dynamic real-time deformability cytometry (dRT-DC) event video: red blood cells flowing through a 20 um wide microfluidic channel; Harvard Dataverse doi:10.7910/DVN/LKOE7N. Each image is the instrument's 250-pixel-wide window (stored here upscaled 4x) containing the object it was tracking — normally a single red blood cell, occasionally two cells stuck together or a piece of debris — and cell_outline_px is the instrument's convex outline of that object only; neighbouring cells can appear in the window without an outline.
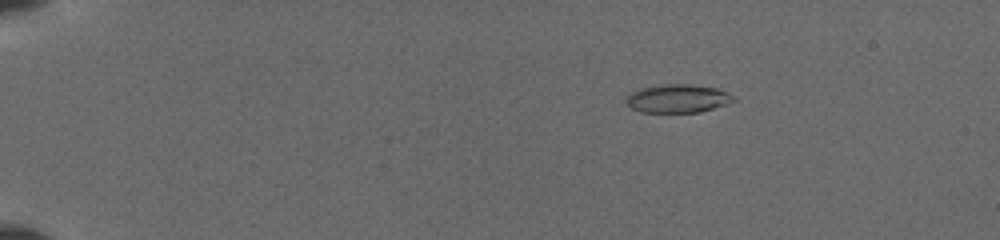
{"species": "common noctule bat (a hibernating species)", "species_latin": "Nyctalus noctula", "temperature_condition": "cold", "stored_images_in_passage": 14, "camera_frame_rate_fps": 3000, "um_per_image_px": 0.085, "animal": {"sex": "female", "body_mass_g": 19.5, "forearm_length_mm": 54.1}, "frame": {"image": 1, "passage_image": 4, "time_ms": 2.667, "image_size_px": [1000, 240], "cell_outline_px": [[736, 100], [700, 112], [640, 112], [632, 108], [628, 104], [628, 96], [632, 92], [644, 88], [668, 84], [684, 84], [716, 88], [732, 96]], "centroid_in_image_um": [57.6, 8.39], "position_along_channel_um": 27.4, "area_um2": 17.05}}
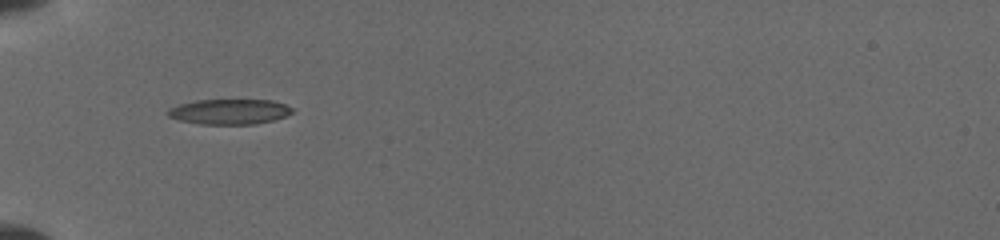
{"frame": {"image": 2, "passage_image": 10, "time_ms": 6.0, "image_size_px": [1000, 240], "cell_outline_px": [[292, 112], [284, 116], [272, 120], [256, 124], [200, 124], [180, 120], [168, 116], [164, 112], [168, 108], [180, 104], [196, 100], [272, 100], [284, 104], [292, 108]], "centroid_in_image_um": [19.45, 9.49], "position_along_channel_um": 65.6, "area_um2": 18.21}}
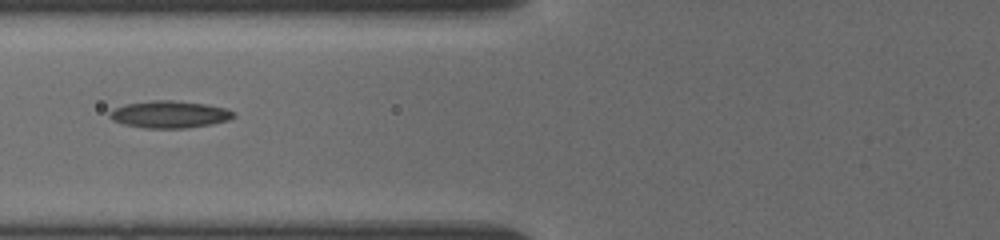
{"frame": {"image": 3, "passage_image": 13, "time_ms": 7.333, "image_size_px": [1000, 240], "cell_outline_px": [[236, 116], [228, 120], [212, 124], [188, 128], [144, 128], [124, 124], [112, 120], [108, 116], [108, 112], [116, 108], [128, 104], [156, 100], [172, 100], [204, 104], [224, 108], [236, 112]], "centroid_in_image_um": [14.43, 9.73], "position_along_channel_um": 111.4, "area_um2": 19.48}}